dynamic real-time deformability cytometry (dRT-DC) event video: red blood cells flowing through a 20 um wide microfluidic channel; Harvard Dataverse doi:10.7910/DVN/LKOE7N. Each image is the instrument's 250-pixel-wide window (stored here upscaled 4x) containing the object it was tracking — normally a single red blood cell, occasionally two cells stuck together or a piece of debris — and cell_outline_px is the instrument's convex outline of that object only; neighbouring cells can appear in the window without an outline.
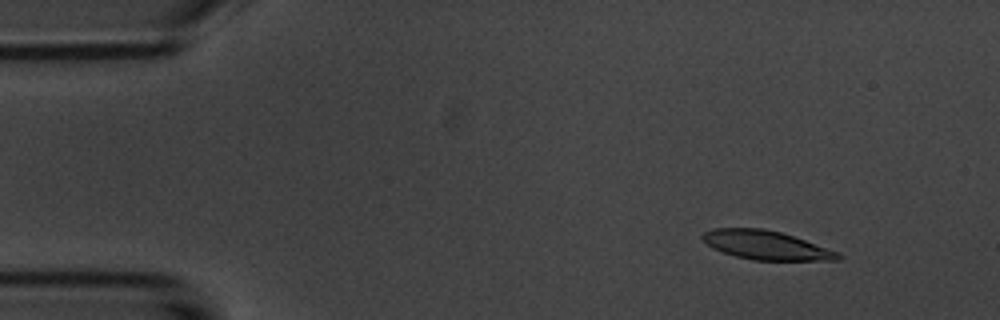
{"species": "common noctule bat (a hibernating species)", "species_latin": "Nyctalus noctula", "temperature_condition": "room temperature", "stored_images_in_passage": 5, "segment_of_instrument_passage": [1, 2], "camera_frame_rate_fps": 3000, "um_per_image_px": 0.085, "animal": {"sex": "male", "body_mass_g": 20.1, "forearm_length_mm": 53.5}, "frame": {"image": 1, "passage_image": 2, "time_ms": 1.333, "image_size_px": [1000, 320], "cell_outline_px": [[844, 256], [840, 260], [752, 260], [736, 256], [712, 248], [700, 236], [704, 232], [712, 228], [764, 228], [780, 232], [840, 252]], "centroid_in_image_um": [65.13, 20.84], "position_along_channel_um": 19.9, "area_um2": 22.72}}
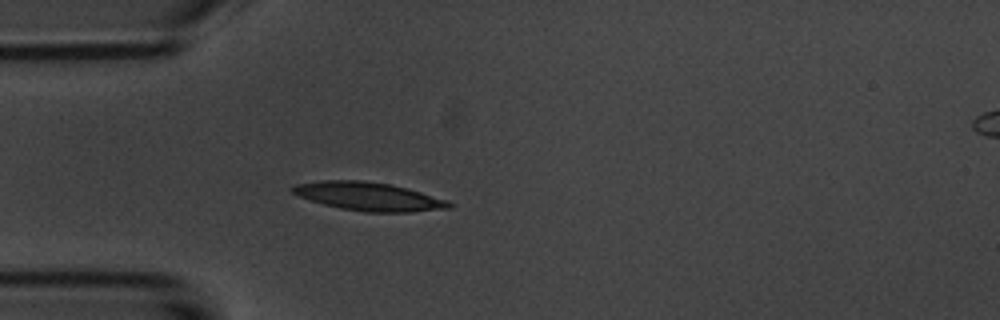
{"frame": {"image": 2, "passage_image": 4, "time_ms": 4.333, "image_size_px": [1000, 320], "cell_outline_px": [[456, 204], [452, 208], [412, 212], [364, 212], [340, 208], [324, 204], [300, 196], [292, 192], [288, 188], [296, 184], [324, 180], [360, 180], [388, 184], [420, 192], [448, 200]], "centroid_in_image_um": [31.37, 16.71], "position_along_channel_um": 53.6, "area_um2": 25.78}}